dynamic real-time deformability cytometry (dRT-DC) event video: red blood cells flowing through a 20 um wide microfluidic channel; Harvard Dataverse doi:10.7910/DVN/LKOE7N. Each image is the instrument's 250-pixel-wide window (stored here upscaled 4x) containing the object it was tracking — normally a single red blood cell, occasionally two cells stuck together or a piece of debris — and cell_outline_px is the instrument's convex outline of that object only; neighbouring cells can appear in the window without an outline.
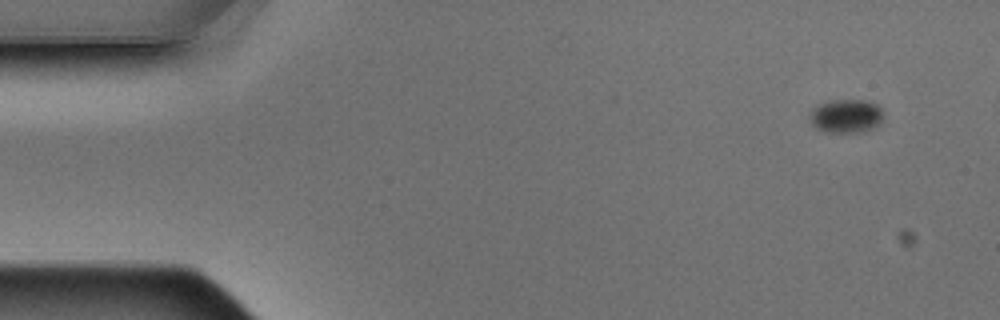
{"species": "Egyptian fruit bat (a non-hibernating species)", "species_latin": "Rousettus aegyptiacus", "temperature_condition": "warm", "stored_images_in_passage": 5, "segment_of_instrument_passage": [2, 2], "camera_frame_rate_fps": 3000, "um_per_image_px": 0.085, "animal": {"sex": "male"}, "frame": {"image": 1, "passage_image": 5, "time_ms": 1.333, "image_size_px": [1000, 320], "cell_outline_px": [[880, 120], [872, 128], [860, 132], [828, 132], [816, 128], [808, 120], [808, 116], [812, 108], [816, 104], [832, 100], [864, 100], [876, 104], [880, 108]], "centroid_in_image_um": [71.81, 9.85], "position_along_channel_um": 13.2, "area_um2": 14.28}}